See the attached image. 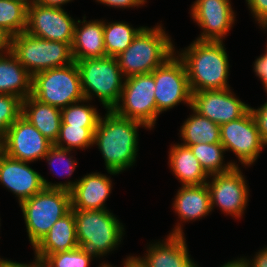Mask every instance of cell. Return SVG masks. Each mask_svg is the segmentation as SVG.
I'll list each match as a JSON object with an SVG mask.
<instances>
[{
	"mask_svg": "<svg viewBox=\"0 0 267 267\" xmlns=\"http://www.w3.org/2000/svg\"><path fill=\"white\" fill-rule=\"evenodd\" d=\"M100 117L94 132V143L97 144L110 174H118L131 167L137 155V129L139 126L148 128L140 121L124 118L113 110Z\"/></svg>",
	"mask_w": 267,
	"mask_h": 267,
	"instance_id": "6da1fadb",
	"label": "cell"
},
{
	"mask_svg": "<svg viewBox=\"0 0 267 267\" xmlns=\"http://www.w3.org/2000/svg\"><path fill=\"white\" fill-rule=\"evenodd\" d=\"M222 41H194L183 53L188 83L193 92L229 88L228 55Z\"/></svg>",
	"mask_w": 267,
	"mask_h": 267,
	"instance_id": "7a4b0ae2",
	"label": "cell"
},
{
	"mask_svg": "<svg viewBox=\"0 0 267 267\" xmlns=\"http://www.w3.org/2000/svg\"><path fill=\"white\" fill-rule=\"evenodd\" d=\"M174 54V46L162 26L143 27L130 46L116 59L123 76L152 73Z\"/></svg>",
	"mask_w": 267,
	"mask_h": 267,
	"instance_id": "3957f363",
	"label": "cell"
},
{
	"mask_svg": "<svg viewBox=\"0 0 267 267\" xmlns=\"http://www.w3.org/2000/svg\"><path fill=\"white\" fill-rule=\"evenodd\" d=\"M33 248L47 235L57 220L72 209L71 193L43 188L31 198L19 203Z\"/></svg>",
	"mask_w": 267,
	"mask_h": 267,
	"instance_id": "277c9868",
	"label": "cell"
},
{
	"mask_svg": "<svg viewBox=\"0 0 267 267\" xmlns=\"http://www.w3.org/2000/svg\"><path fill=\"white\" fill-rule=\"evenodd\" d=\"M10 51L31 76L74 62L70 44L45 40L26 32L10 38Z\"/></svg>",
	"mask_w": 267,
	"mask_h": 267,
	"instance_id": "5b68a950",
	"label": "cell"
},
{
	"mask_svg": "<svg viewBox=\"0 0 267 267\" xmlns=\"http://www.w3.org/2000/svg\"><path fill=\"white\" fill-rule=\"evenodd\" d=\"M76 64L85 100L92 99L93 92L107 110H113L120 103L124 85L116 57L83 59L76 61Z\"/></svg>",
	"mask_w": 267,
	"mask_h": 267,
	"instance_id": "8992f818",
	"label": "cell"
},
{
	"mask_svg": "<svg viewBox=\"0 0 267 267\" xmlns=\"http://www.w3.org/2000/svg\"><path fill=\"white\" fill-rule=\"evenodd\" d=\"M32 96L59 109L85 100L76 62L32 76Z\"/></svg>",
	"mask_w": 267,
	"mask_h": 267,
	"instance_id": "52a82bcc",
	"label": "cell"
},
{
	"mask_svg": "<svg viewBox=\"0 0 267 267\" xmlns=\"http://www.w3.org/2000/svg\"><path fill=\"white\" fill-rule=\"evenodd\" d=\"M78 244L95 257L107 254L121 241L123 227L108 210H74Z\"/></svg>",
	"mask_w": 267,
	"mask_h": 267,
	"instance_id": "ba28073f",
	"label": "cell"
},
{
	"mask_svg": "<svg viewBox=\"0 0 267 267\" xmlns=\"http://www.w3.org/2000/svg\"><path fill=\"white\" fill-rule=\"evenodd\" d=\"M123 83L120 97L122 105L118 103L113 111L121 117L140 121L152 128L160 114L156 107L154 76L151 73L133 75Z\"/></svg>",
	"mask_w": 267,
	"mask_h": 267,
	"instance_id": "9c48e42d",
	"label": "cell"
},
{
	"mask_svg": "<svg viewBox=\"0 0 267 267\" xmlns=\"http://www.w3.org/2000/svg\"><path fill=\"white\" fill-rule=\"evenodd\" d=\"M155 81V100L157 111H166L181 101L191 107L192 93L188 83V76L183 61L169 57L152 73Z\"/></svg>",
	"mask_w": 267,
	"mask_h": 267,
	"instance_id": "30bf717a",
	"label": "cell"
},
{
	"mask_svg": "<svg viewBox=\"0 0 267 267\" xmlns=\"http://www.w3.org/2000/svg\"><path fill=\"white\" fill-rule=\"evenodd\" d=\"M76 22L62 8L28 4L25 32L45 40L72 45Z\"/></svg>",
	"mask_w": 267,
	"mask_h": 267,
	"instance_id": "8fae6325",
	"label": "cell"
},
{
	"mask_svg": "<svg viewBox=\"0 0 267 267\" xmlns=\"http://www.w3.org/2000/svg\"><path fill=\"white\" fill-rule=\"evenodd\" d=\"M52 146L53 143L22 115L8 128L0 142L3 153L24 162L44 158Z\"/></svg>",
	"mask_w": 267,
	"mask_h": 267,
	"instance_id": "7c38bea8",
	"label": "cell"
},
{
	"mask_svg": "<svg viewBox=\"0 0 267 267\" xmlns=\"http://www.w3.org/2000/svg\"><path fill=\"white\" fill-rule=\"evenodd\" d=\"M220 134L224 149L233 151L240 162L248 166L255 162L266 145L250 110L241 118L220 125Z\"/></svg>",
	"mask_w": 267,
	"mask_h": 267,
	"instance_id": "4fadbf2b",
	"label": "cell"
},
{
	"mask_svg": "<svg viewBox=\"0 0 267 267\" xmlns=\"http://www.w3.org/2000/svg\"><path fill=\"white\" fill-rule=\"evenodd\" d=\"M229 89L193 92L190 108L219 125L237 120L250 107L235 98Z\"/></svg>",
	"mask_w": 267,
	"mask_h": 267,
	"instance_id": "5bb4252c",
	"label": "cell"
},
{
	"mask_svg": "<svg viewBox=\"0 0 267 267\" xmlns=\"http://www.w3.org/2000/svg\"><path fill=\"white\" fill-rule=\"evenodd\" d=\"M209 189L211 208L216 204L226 213L240 217L248 200V188L238 166L226 173L212 174Z\"/></svg>",
	"mask_w": 267,
	"mask_h": 267,
	"instance_id": "9a60e30c",
	"label": "cell"
},
{
	"mask_svg": "<svg viewBox=\"0 0 267 267\" xmlns=\"http://www.w3.org/2000/svg\"><path fill=\"white\" fill-rule=\"evenodd\" d=\"M45 188L60 189L71 193L73 210H104V202L111 192V180L102 174L85 175L77 182L51 184L42 178Z\"/></svg>",
	"mask_w": 267,
	"mask_h": 267,
	"instance_id": "2e32d148",
	"label": "cell"
},
{
	"mask_svg": "<svg viewBox=\"0 0 267 267\" xmlns=\"http://www.w3.org/2000/svg\"><path fill=\"white\" fill-rule=\"evenodd\" d=\"M194 21L203 28L199 41H222L234 23L229 0H196L192 6Z\"/></svg>",
	"mask_w": 267,
	"mask_h": 267,
	"instance_id": "e0dca14e",
	"label": "cell"
},
{
	"mask_svg": "<svg viewBox=\"0 0 267 267\" xmlns=\"http://www.w3.org/2000/svg\"><path fill=\"white\" fill-rule=\"evenodd\" d=\"M26 164L0 150V182L19 197V203L44 188L43 177Z\"/></svg>",
	"mask_w": 267,
	"mask_h": 267,
	"instance_id": "ac0fdd59",
	"label": "cell"
},
{
	"mask_svg": "<svg viewBox=\"0 0 267 267\" xmlns=\"http://www.w3.org/2000/svg\"><path fill=\"white\" fill-rule=\"evenodd\" d=\"M182 227L177 226L170 233L164 244L149 247L148 255L139 258L146 267H197L189 258Z\"/></svg>",
	"mask_w": 267,
	"mask_h": 267,
	"instance_id": "d6986e66",
	"label": "cell"
},
{
	"mask_svg": "<svg viewBox=\"0 0 267 267\" xmlns=\"http://www.w3.org/2000/svg\"><path fill=\"white\" fill-rule=\"evenodd\" d=\"M78 246L74 210L71 209L68 214L56 221L34 250L37 256L47 258L51 254L70 251Z\"/></svg>",
	"mask_w": 267,
	"mask_h": 267,
	"instance_id": "ffe728a7",
	"label": "cell"
},
{
	"mask_svg": "<svg viewBox=\"0 0 267 267\" xmlns=\"http://www.w3.org/2000/svg\"><path fill=\"white\" fill-rule=\"evenodd\" d=\"M21 115L50 142L53 144L56 142L62 123L61 109L40 102L34 96L29 95L22 100Z\"/></svg>",
	"mask_w": 267,
	"mask_h": 267,
	"instance_id": "44dd1931",
	"label": "cell"
},
{
	"mask_svg": "<svg viewBox=\"0 0 267 267\" xmlns=\"http://www.w3.org/2000/svg\"><path fill=\"white\" fill-rule=\"evenodd\" d=\"M6 54L0 56V94L16 95L24 100L32 94V76L10 49Z\"/></svg>",
	"mask_w": 267,
	"mask_h": 267,
	"instance_id": "7402d4cb",
	"label": "cell"
},
{
	"mask_svg": "<svg viewBox=\"0 0 267 267\" xmlns=\"http://www.w3.org/2000/svg\"><path fill=\"white\" fill-rule=\"evenodd\" d=\"M71 51L75 62L105 57L103 21L86 22L81 28L75 25Z\"/></svg>",
	"mask_w": 267,
	"mask_h": 267,
	"instance_id": "603a6c76",
	"label": "cell"
},
{
	"mask_svg": "<svg viewBox=\"0 0 267 267\" xmlns=\"http://www.w3.org/2000/svg\"><path fill=\"white\" fill-rule=\"evenodd\" d=\"M173 204L180 219L184 221L204 217L212 211L210 193L206 184L182 185Z\"/></svg>",
	"mask_w": 267,
	"mask_h": 267,
	"instance_id": "cb8c5ba5",
	"label": "cell"
},
{
	"mask_svg": "<svg viewBox=\"0 0 267 267\" xmlns=\"http://www.w3.org/2000/svg\"><path fill=\"white\" fill-rule=\"evenodd\" d=\"M170 166L183 186L206 184L208 174L201 167L191 149L183 144L174 145L169 154Z\"/></svg>",
	"mask_w": 267,
	"mask_h": 267,
	"instance_id": "d4e9b609",
	"label": "cell"
},
{
	"mask_svg": "<svg viewBox=\"0 0 267 267\" xmlns=\"http://www.w3.org/2000/svg\"><path fill=\"white\" fill-rule=\"evenodd\" d=\"M192 110L195 114L185 121L180 131L184 141L183 145L189 147L200 143H220V125L202 116L193 108Z\"/></svg>",
	"mask_w": 267,
	"mask_h": 267,
	"instance_id": "484cf974",
	"label": "cell"
},
{
	"mask_svg": "<svg viewBox=\"0 0 267 267\" xmlns=\"http://www.w3.org/2000/svg\"><path fill=\"white\" fill-rule=\"evenodd\" d=\"M28 4L27 0H0V30L8 37L25 32Z\"/></svg>",
	"mask_w": 267,
	"mask_h": 267,
	"instance_id": "4316f807",
	"label": "cell"
},
{
	"mask_svg": "<svg viewBox=\"0 0 267 267\" xmlns=\"http://www.w3.org/2000/svg\"><path fill=\"white\" fill-rule=\"evenodd\" d=\"M142 28L134 29L123 22H113L108 25L103 22L106 56L117 57L125 51Z\"/></svg>",
	"mask_w": 267,
	"mask_h": 267,
	"instance_id": "83f0119b",
	"label": "cell"
},
{
	"mask_svg": "<svg viewBox=\"0 0 267 267\" xmlns=\"http://www.w3.org/2000/svg\"><path fill=\"white\" fill-rule=\"evenodd\" d=\"M193 155L199 161L201 167L210 176L212 174L226 173L237 167L235 163L223 164L224 149L221 143L214 144H194L189 146Z\"/></svg>",
	"mask_w": 267,
	"mask_h": 267,
	"instance_id": "f1b7e54d",
	"label": "cell"
},
{
	"mask_svg": "<svg viewBox=\"0 0 267 267\" xmlns=\"http://www.w3.org/2000/svg\"><path fill=\"white\" fill-rule=\"evenodd\" d=\"M96 128L97 126H71L61 124L58 138L53 145L68 150L73 149V147L84 149L93 145ZM62 141L67 143L66 147L63 146Z\"/></svg>",
	"mask_w": 267,
	"mask_h": 267,
	"instance_id": "f546056e",
	"label": "cell"
},
{
	"mask_svg": "<svg viewBox=\"0 0 267 267\" xmlns=\"http://www.w3.org/2000/svg\"><path fill=\"white\" fill-rule=\"evenodd\" d=\"M62 123L71 126H97L100 119L96 108L91 106L70 104L61 109Z\"/></svg>",
	"mask_w": 267,
	"mask_h": 267,
	"instance_id": "4dcf8cb0",
	"label": "cell"
},
{
	"mask_svg": "<svg viewBox=\"0 0 267 267\" xmlns=\"http://www.w3.org/2000/svg\"><path fill=\"white\" fill-rule=\"evenodd\" d=\"M22 99L16 95L0 94V142L8 128L21 116Z\"/></svg>",
	"mask_w": 267,
	"mask_h": 267,
	"instance_id": "1f68e13d",
	"label": "cell"
},
{
	"mask_svg": "<svg viewBox=\"0 0 267 267\" xmlns=\"http://www.w3.org/2000/svg\"><path fill=\"white\" fill-rule=\"evenodd\" d=\"M92 257L95 256L83 247L78 246L70 251L51 254L46 259L54 267H88Z\"/></svg>",
	"mask_w": 267,
	"mask_h": 267,
	"instance_id": "d6a6232c",
	"label": "cell"
},
{
	"mask_svg": "<svg viewBox=\"0 0 267 267\" xmlns=\"http://www.w3.org/2000/svg\"><path fill=\"white\" fill-rule=\"evenodd\" d=\"M70 151L71 150L62 149V148H59V147H56L53 145L49 149L47 154L44 156V158L47 159V161H49V165H52L55 162V160H58L60 162L62 161V163L64 164L63 167H66V171L68 172L69 175H71L72 172H74L77 163H75V161L72 160V157L66 159L67 158L66 155ZM53 166H55V165L53 164ZM56 173H58V172H56Z\"/></svg>",
	"mask_w": 267,
	"mask_h": 267,
	"instance_id": "836d02e7",
	"label": "cell"
},
{
	"mask_svg": "<svg viewBox=\"0 0 267 267\" xmlns=\"http://www.w3.org/2000/svg\"><path fill=\"white\" fill-rule=\"evenodd\" d=\"M262 141L267 145V102L259 109L250 107Z\"/></svg>",
	"mask_w": 267,
	"mask_h": 267,
	"instance_id": "e575fe53",
	"label": "cell"
},
{
	"mask_svg": "<svg viewBox=\"0 0 267 267\" xmlns=\"http://www.w3.org/2000/svg\"><path fill=\"white\" fill-rule=\"evenodd\" d=\"M260 26L267 27V0H246Z\"/></svg>",
	"mask_w": 267,
	"mask_h": 267,
	"instance_id": "d590c367",
	"label": "cell"
},
{
	"mask_svg": "<svg viewBox=\"0 0 267 267\" xmlns=\"http://www.w3.org/2000/svg\"><path fill=\"white\" fill-rule=\"evenodd\" d=\"M265 52L266 53L263 56L256 59L254 69L256 75L259 76L267 91V48Z\"/></svg>",
	"mask_w": 267,
	"mask_h": 267,
	"instance_id": "8d00e7d4",
	"label": "cell"
},
{
	"mask_svg": "<svg viewBox=\"0 0 267 267\" xmlns=\"http://www.w3.org/2000/svg\"><path fill=\"white\" fill-rule=\"evenodd\" d=\"M100 1L103 4H106L108 6L112 7H133V6H139L140 4H144L142 0H97Z\"/></svg>",
	"mask_w": 267,
	"mask_h": 267,
	"instance_id": "74e56055",
	"label": "cell"
},
{
	"mask_svg": "<svg viewBox=\"0 0 267 267\" xmlns=\"http://www.w3.org/2000/svg\"><path fill=\"white\" fill-rule=\"evenodd\" d=\"M257 256L252 260L253 262L246 261L247 267H267V247L256 254ZM251 263V264H250Z\"/></svg>",
	"mask_w": 267,
	"mask_h": 267,
	"instance_id": "f35d334b",
	"label": "cell"
},
{
	"mask_svg": "<svg viewBox=\"0 0 267 267\" xmlns=\"http://www.w3.org/2000/svg\"><path fill=\"white\" fill-rule=\"evenodd\" d=\"M32 1L42 6H52L61 8V4L63 5L71 0H32Z\"/></svg>",
	"mask_w": 267,
	"mask_h": 267,
	"instance_id": "ab89813d",
	"label": "cell"
},
{
	"mask_svg": "<svg viewBox=\"0 0 267 267\" xmlns=\"http://www.w3.org/2000/svg\"><path fill=\"white\" fill-rule=\"evenodd\" d=\"M3 49L7 51L10 49V37L0 30V50L2 51ZM0 56H2L1 53Z\"/></svg>",
	"mask_w": 267,
	"mask_h": 267,
	"instance_id": "60d3db41",
	"label": "cell"
},
{
	"mask_svg": "<svg viewBox=\"0 0 267 267\" xmlns=\"http://www.w3.org/2000/svg\"><path fill=\"white\" fill-rule=\"evenodd\" d=\"M124 267H146L142 261L139 259V257H129L127 260L124 262Z\"/></svg>",
	"mask_w": 267,
	"mask_h": 267,
	"instance_id": "b9f144b4",
	"label": "cell"
},
{
	"mask_svg": "<svg viewBox=\"0 0 267 267\" xmlns=\"http://www.w3.org/2000/svg\"><path fill=\"white\" fill-rule=\"evenodd\" d=\"M35 262L32 264V267H54L46 258L37 256L35 257Z\"/></svg>",
	"mask_w": 267,
	"mask_h": 267,
	"instance_id": "7bdbcfd3",
	"label": "cell"
},
{
	"mask_svg": "<svg viewBox=\"0 0 267 267\" xmlns=\"http://www.w3.org/2000/svg\"><path fill=\"white\" fill-rule=\"evenodd\" d=\"M0 267H32V264L30 265L20 264V263H16L10 260L7 261V260L0 259Z\"/></svg>",
	"mask_w": 267,
	"mask_h": 267,
	"instance_id": "ee69618b",
	"label": "cell"
},
{
	"mask_svg": "<svg viewBox=\"0 0 267 267\" xmlns=\"http://www.w3.org/2000/svg\"><path fill=\"white\" fill-rule=\"evenodd\" d=\"M222 267H247V265L246 260L242 258L240 260L230 261L227 264H224Z\"/></svg>",
	"mask_w": 267,
	"mask_h": 267,
	"instance_id": "f6af8a7d",
	"label": "cell"
},
{
	"mask_svg": "<svg viewBox=\"0 0 267 267\" xmlns=\"http://www.w3.org/2000/svg\"><path fill=\"white\" fill-rule=\"evenodd\" d=\"M100 267H113V266H110V265H107V264H102V266H100Z\"/></svg>",
	"mask_w": 267,
	"mask_h": 267,
	"instance_id": "bcb514c9",
	"label": "cell"
}]
</instances>
